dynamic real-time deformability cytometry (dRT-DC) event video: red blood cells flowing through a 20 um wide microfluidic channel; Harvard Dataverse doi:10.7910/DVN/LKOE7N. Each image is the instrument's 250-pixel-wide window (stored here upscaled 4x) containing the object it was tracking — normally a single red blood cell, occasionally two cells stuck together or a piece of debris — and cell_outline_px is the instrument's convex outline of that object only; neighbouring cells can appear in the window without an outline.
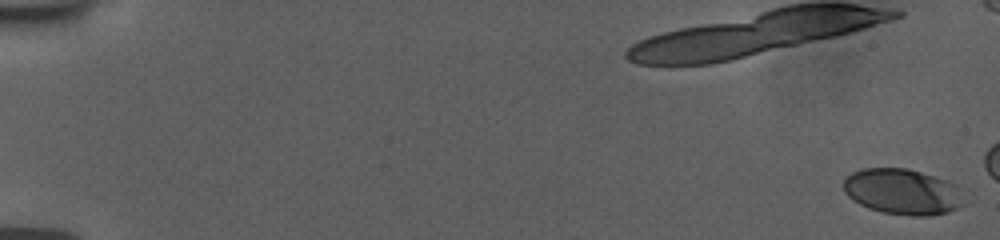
{"species": "human", "species_latin": "Homo sapiens", "temperature_condition": "room temperature", "stored_images_in_passage": 7, "camera_frame_rate_fps": 3000, "um_per_image_px": 0.085, "donor": {"sex": "female"}, "frame": {"image": 1, "passage_image": 1, "time_ms": 0.0, "image_size_px": [1000, 240], "cell_outline_px": [[968, 204], [948, 212], [928, 216], [912, 216], [880, 212], [868, 208], [852, 200], [844, 192], [844, 180], [852, 172], [864, 168], [904, 168], [920, 172], [944, 180], [952, 184]], "centroid_in_image_um": [76.69, 16.32], "position_along_channel_um": 8.3, "area_um2": 31.96}}